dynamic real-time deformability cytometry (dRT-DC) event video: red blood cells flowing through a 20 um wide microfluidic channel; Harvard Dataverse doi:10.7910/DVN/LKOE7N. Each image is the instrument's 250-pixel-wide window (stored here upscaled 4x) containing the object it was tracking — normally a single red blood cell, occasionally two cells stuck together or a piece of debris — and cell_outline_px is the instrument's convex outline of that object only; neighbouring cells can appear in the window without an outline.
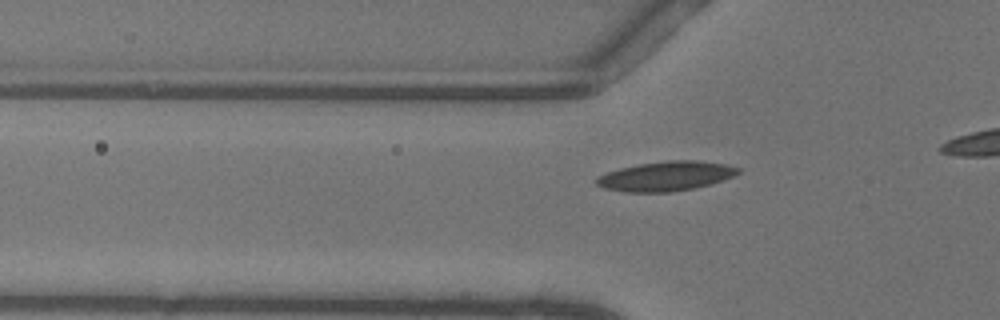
{"species": "common noctule bat (a hibernating species)", "species_latin": "Nyctalus noctula", "temperature_condition": "warm", "stored_images_in_passage": 34, "camera_frame_rate_fps": 3000, "um_per_image_px": 0.085, "animal": {"sex": "female"}, "frame": {"image": 1, "passage_image": 9, "time_ms": 2.667, "image_size_px": [1000, 320], "cell_outline_px": [[740, 172], [732, 176], [708, 184], [692, 188], [668, 192], [628, 192], [604, 188], [596, 184], [596, 176], [620, 168], [640, 164], [668, 160], [696, 160], [724, 164], [740, 168]], "centroid_in_image_um": [56.56, 14.96], "position_along_channel_um": 69.2, "area_um2": 23.99}}
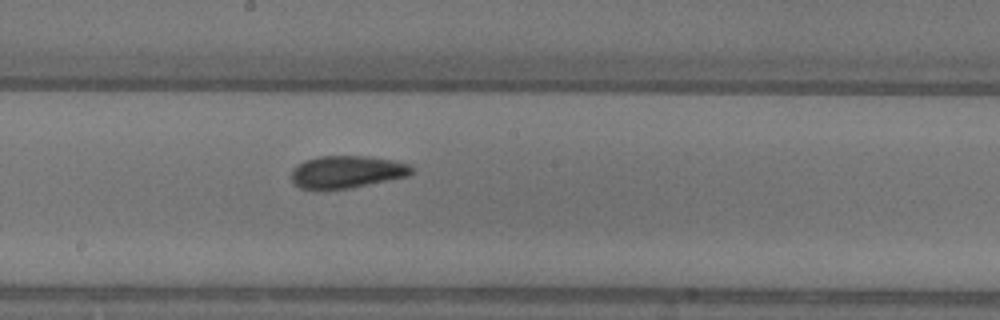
{"frame": {"image": 2, "passage_image": 20, "time_ms": 6.333, "image_size_px": [1000, 320], "cell_outline_px": [[412, 172], [408, 176], [348, 188], [300, 188], [292, 180], [292, 172], [296, 164], [304, 160], [320, 156], [368, 156], [396, 160], [412, 164]], "centroid_in_image_um": [29.52, 14.58], "position_along_channel_um": 218.7, "area_um2": 22.48}}
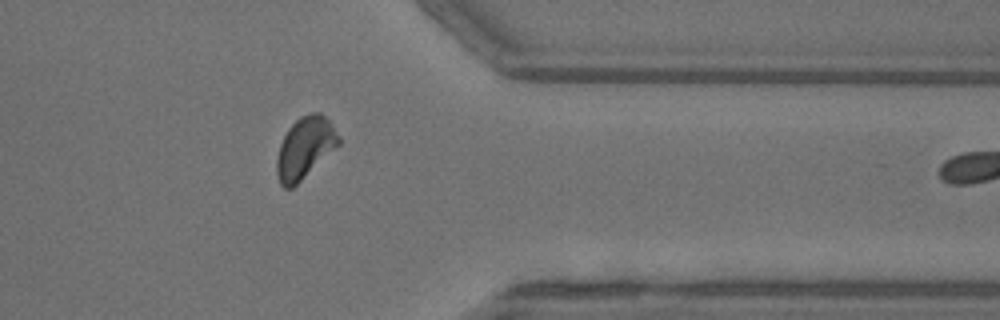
{"frame": {"image": 3, "passage_image": 33, "time_ms": 10.667, "image_size_px": [1000, 320], "cell_outline_px": [[340, 144], [292, 188], [284, 188], [280, 184], [276, 172], [276, 160], [280, 144], [288, 128], [300, 116], [312, 112], [320, 112], [332, 124], [340, 136]], "centroid_in_image_um": [25.91, 12.55], "position_along_channel_um": 385.5, "area_um2": 22.02}}